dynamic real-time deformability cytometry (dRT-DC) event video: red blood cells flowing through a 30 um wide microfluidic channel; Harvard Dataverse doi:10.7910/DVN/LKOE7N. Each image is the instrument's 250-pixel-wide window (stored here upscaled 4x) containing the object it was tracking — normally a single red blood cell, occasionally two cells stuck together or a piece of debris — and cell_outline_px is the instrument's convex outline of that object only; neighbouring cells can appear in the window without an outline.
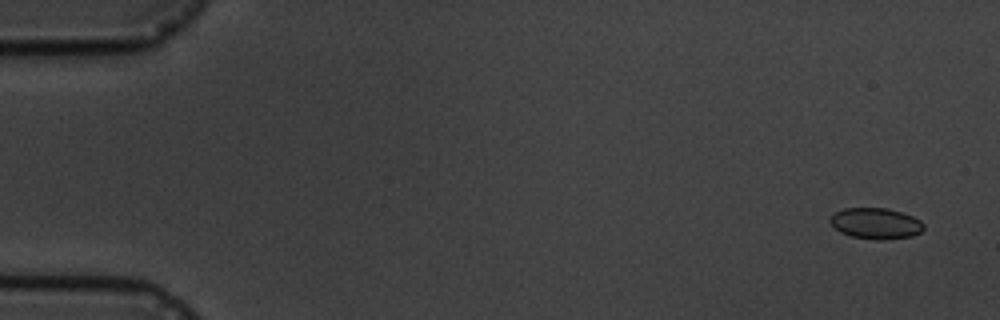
{"species": "common noctule bat (a hibernating species)", "species_latin": "Nyctalus noctula", "temperature_condition": "cold", "stored_images_in_passage": 15, "camera_frame_rate_fps": 3000, "um_per_image_px": 0.085, "animal": {"sex": "male", "body_mass_g": 19.5, "forearm_length_mm": 54.6}, "frame": {"image": 1, "passage_image": 1, "time_ms": 0.0, "image_size_px": [1000, 320], "cell_outline_px": [[924, 228], [920, 232], [912, 236], [884, 240], [876, 240], [852, 236], [840, 232], [828, 220], [836, 212], [844, 208], [888, 208], [912, 216], [920, 220], [924, 224]], "centroid_in_image_um": [74.45, 18.99], "position_along_channel_um": 10.5, "area_um2": 16.82}}
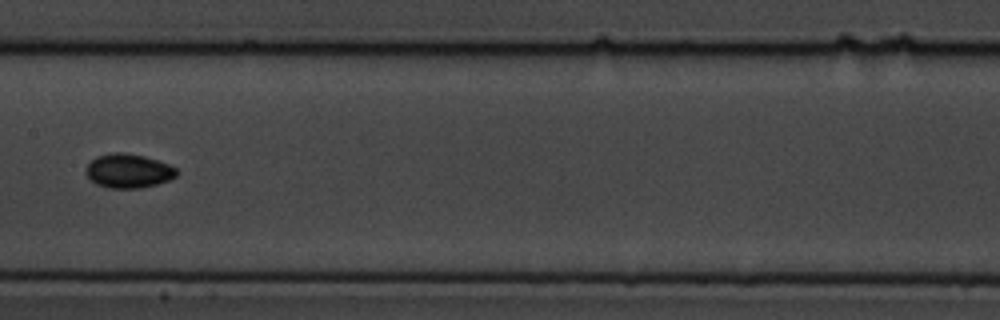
{"frame": {"image": 2, "passage_image": 8, "time_ms": 9.0, "image_size_px": [1000, 320], "cell_outline_px": [[180, 172], [176, 176], [168, 180], [156, 184], [140, 188], [108, 188], [96, 184], [84, 172], [84, 168], [96, 156], [112, 152], [124, 152], [144, 156], [168, 164], [176, 168]], "centroid_in_image_um": [10.9, 14.52], "position_along_channel_um": 196.5, "area_um2": 18.09}}
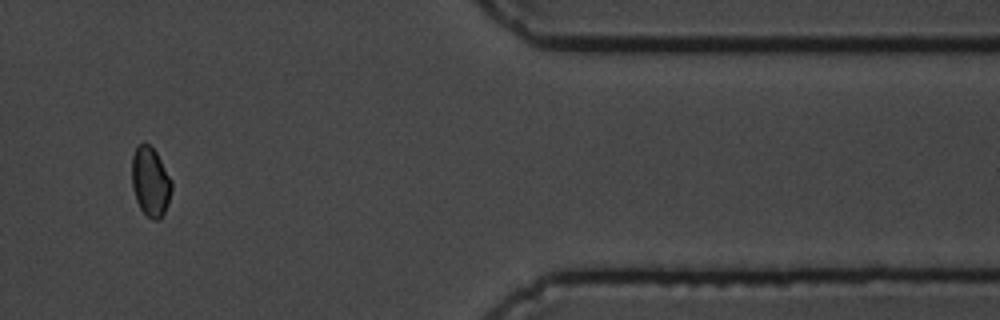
{"frame": {"image": 3, "passage_image": 14, "time_ms": 15.667, "image_size_px": [1000, 320], "cell_outline_px": [[172, 188], [168, 204], [160, 220], [152, 220], [140, 208], [136, 200], [132, 188], [132, 156], [136, 148], [140, 144], [148, 144], [156, 152], [172, 180]], "centroid_in_image_um": [12.79, 15.47], "position_along_channel_um": 398.6, "area_um2": 16.01}, "authors_computed_cell_mechanics": {"area_um2": 16.4152, "velocity_mm_per_s": 3.5159, "shape_relaxation_time_tau1_ms": 2.0238, "shape_relaxation_time_tau2_ms": null, "deformation_change_tau1": 0.042, "deformation_change_tau2": null}}